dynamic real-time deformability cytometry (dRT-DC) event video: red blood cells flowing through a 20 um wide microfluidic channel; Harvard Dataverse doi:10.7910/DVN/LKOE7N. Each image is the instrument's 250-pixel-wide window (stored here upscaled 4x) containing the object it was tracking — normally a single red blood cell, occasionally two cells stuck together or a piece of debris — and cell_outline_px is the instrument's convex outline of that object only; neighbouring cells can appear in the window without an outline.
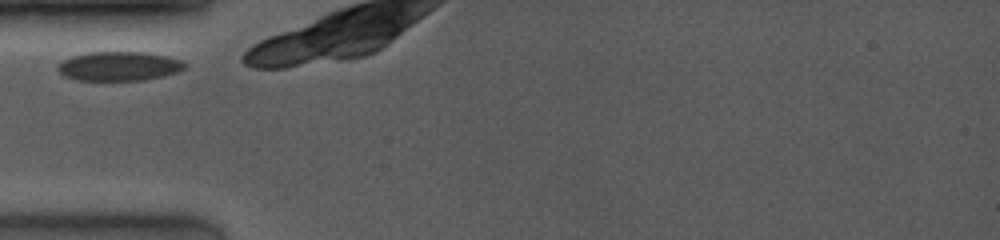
{"species": "common noctule bat (a hibernating species)", "species_latin": "Nyctalus noctula", "temperature_condition": "room temperature", "stored_images_in_passage": 24, "camera_frame_rate_fps": 4000, "um_per_image_px": 0.085, "animal": {"sex": "female", "body_mass_g": 19.0, "forearm_length_mm": 53.3}, "frame": {"image": 1, "passage_image": 1, "time_ms": 0.0, "image_size_px": [1000, 240], "cell_outline_px": [[184, 68], [176, 72], [164, 76], [144, 80], [76, 80], [64, 76], [56, 68], [56, 64], [72, 56], [88, 52], [144, 52], [164, 56], [180, 60], [184, 64]], "centroid_in_image_um": [10.05, 5.63], "position_along_channel_um": 74.9, "area_um2": 21.44}}